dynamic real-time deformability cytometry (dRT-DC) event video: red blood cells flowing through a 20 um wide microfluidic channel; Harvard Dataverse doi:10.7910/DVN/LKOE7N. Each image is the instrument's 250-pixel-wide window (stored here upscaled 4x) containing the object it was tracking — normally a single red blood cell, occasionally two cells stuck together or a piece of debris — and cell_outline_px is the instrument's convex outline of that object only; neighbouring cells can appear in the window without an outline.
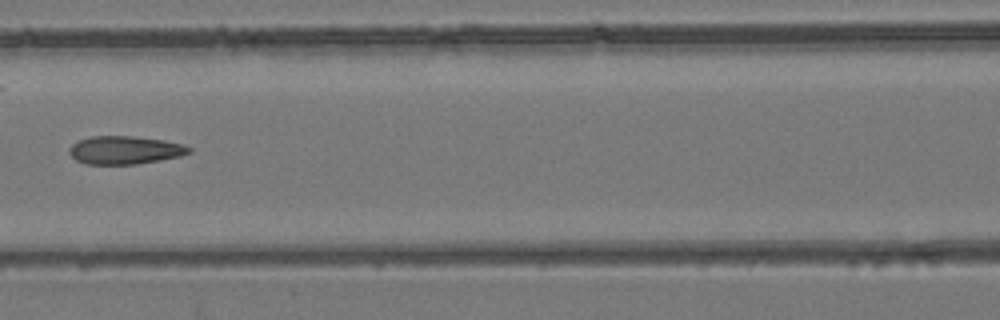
{"species": "common noctule bat (a hibernating species)", "species_latin": "Nyctalus noctula", "temperature_condition": "room temperature", "stored_images_in_passage": 9, "camera_frame_rate_fps": 3000, "um_per_image_px": 0.085, "animal": {"sex": "female", "body_mass_g": 24.6, "forearm_length_mm": 56.2}, "frame": {"image": 1, "passage_image": 5, "time_ms": 6.333, "image_size_px": [1000, 320], "cell_outline_px": [[192, 152], [180, 156], [136, 164], [88, 164], [76, 160], [68, 152], [68, 148], [72, 144], [80, 140], [92, 136], [132, 136], [164, 140], [184, 144], [192, 148]], "centroid_in_image_um": [10.63, 12.75], "position_along_channel_um": 156.0, "area_um2": 19.59}}
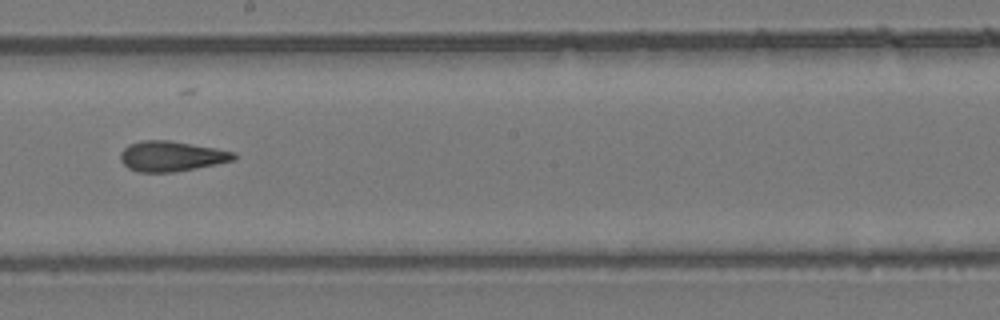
{"frame": {"image": 2, "passage_image": 7, "time_ms": 8.333, "image_size_px": [1000, 320], "cell_outline_px": [[236, 160], [196, 168], [172, 172], [140, 172], [128, 168], [120, 160], [120, 152], [128, 144], [140, 140], [168, 140], [216, 148], [236, 152]], "centroid_in_image_um": [14.56, 13.27], "position_along_channel_um": 233.6, "area_um2": 20.06}}
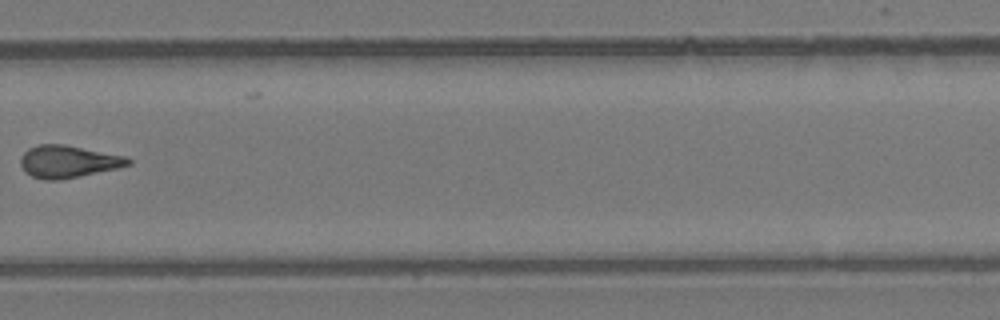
{"frame": {"image": 3, "passage_image": 9, "time_ms": 10.667, "image_size_px": [1000, 320], "cell_outline_px": [[132, 164], [116, 168], [80, 176], [60, 180], [44, 180], [32, 176], [24, 172], [20, 164], [20, 156], [28, 148], [36, 144], [64, 144], [124, 156], [132, 160]], "centroid_in_image_um": [5.74, 13.73], "position_along_channel_um": 324.1, "area_um2": 20.29}}